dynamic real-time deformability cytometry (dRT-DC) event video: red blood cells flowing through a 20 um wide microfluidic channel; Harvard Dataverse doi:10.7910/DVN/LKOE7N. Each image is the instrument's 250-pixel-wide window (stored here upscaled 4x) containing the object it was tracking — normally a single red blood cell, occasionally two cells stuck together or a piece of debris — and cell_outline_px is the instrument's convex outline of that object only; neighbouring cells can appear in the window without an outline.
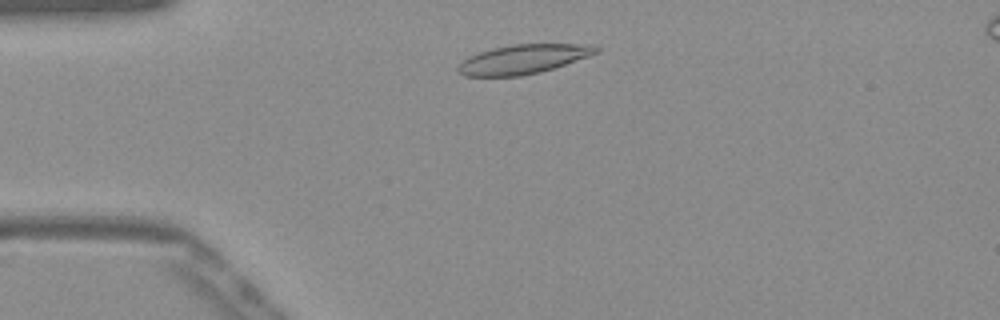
{"species": "Egyptian fruit bat (a non-hibernating species)", "species_latin": "Rousettus aegyptiacus", "temperature_condition": "warm", "stored_images_in_passage": 42, "camera_frame_rate_fps": 3000, "um_per_image_px": 0.085, "frame": {"image": 1, "passage_image": 2, "time_ms": 0.333, "image_size_px": [1000, 320], "cell_outline_px": [[600, 52], [540, 72], [520, 76], [464, 76], [456, 72], [456, 68], [468, 56], [492, 48], [512, 44], [596, 44], [600, 48]], "centroid_in_image_um": [44.47, 5.02], "position_along_channel_um": 40.5, "area_um2": 23.52}}
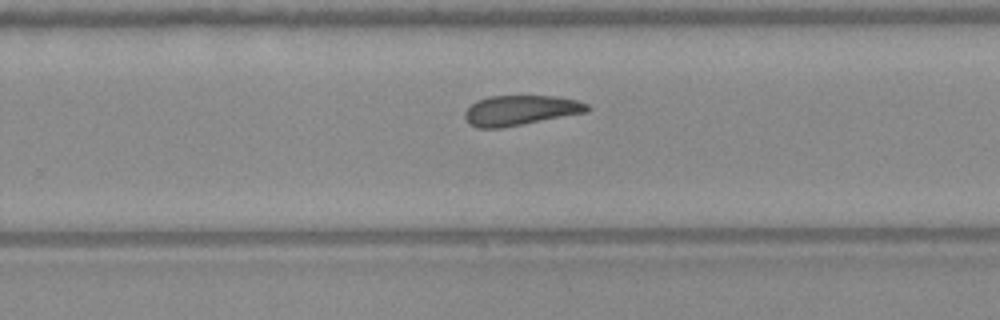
{"frame": {"image": 2, "passage_image": 23, "time_ms": 7.333, "image_size_px": [1000, 320], "cell_outline_px": [[592, 108], [588, 112], [500, 128], [476, 128], [468, 124], [464, 116], [464, 112], [476, 100], [488, 96], [556, 96], [576, 100], [588, 104]], "centroid_in_image_um": [44.22, 9.38], "position_along_channel_um": 285.6, "area_um2": 21.5}}
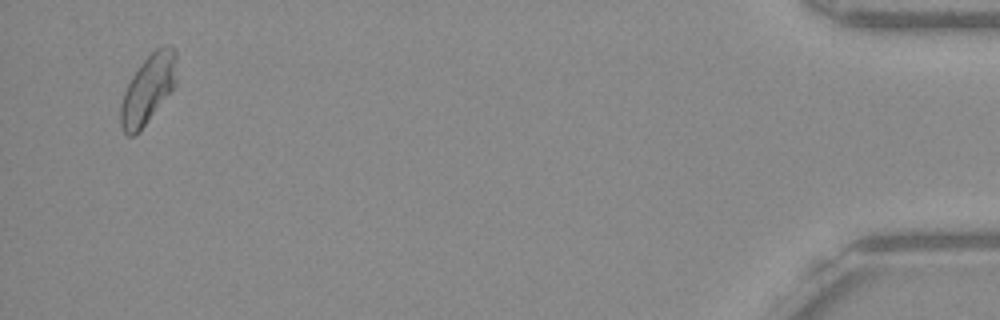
{"frame": {"image": 3, "passage_image": 40, "time_ms": 13.0, "image_size_px": [1000, 320], "cell_outline_px": [[176, 84], [172, 92], [140, 132], [132, 136], [128, 136], [120, 128], [120, 104], [124, 92], [132, 76], [140, 64], [156, 48], [168, 44], [172, 44], [176, 52]], "centroid_in_image_um": [12.6, 7.6], "position_along_channel_um": 422.6, "area_um2": 22.89}, "authors_computed_cell_mechanics": {"area_um2": 22.1374, "velocity_mm_per_s": 3.8861, "shape_relaxation_time_tau1_ms": null, "shape_relaxation_time_tau2_ms": 5.8012, "deformation_change_tau1": null, "deformation_change_tau2": 0.147}}